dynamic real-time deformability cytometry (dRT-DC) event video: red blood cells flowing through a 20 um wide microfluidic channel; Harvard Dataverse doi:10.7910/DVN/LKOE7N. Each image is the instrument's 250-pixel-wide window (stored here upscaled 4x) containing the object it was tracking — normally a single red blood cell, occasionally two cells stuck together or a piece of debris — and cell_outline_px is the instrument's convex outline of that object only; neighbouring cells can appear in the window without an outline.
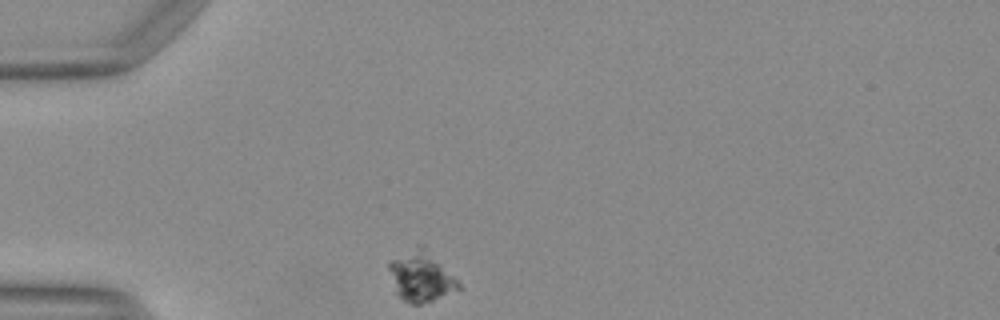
{"species": "Egyptian fruit bat (a non-hibernating species)", "species_latin": "Rousettus aegyptiacus", "temperature_condition": "warm", "stored_images_in_passage": 37, "camera_frame_rate_fps": 3000, "um_per_image_px": 0.085, "animal": {"sex": "female"}, "frame": {"image": 1, "passage_image": 1, "time_ms": 0.0, "image_size_px": [1000, 320], "cell_outline_px": [[464, 288], [432, 300], [420, 304], [412, 304], [404, 300], [396, 292], [388, 268], [388, 260], [416, 244], [424, 244]], "centroid_in_image_um": [35.77, 23.44], "position_along_channel_um": 49.2, "area_um2": 20.52}}
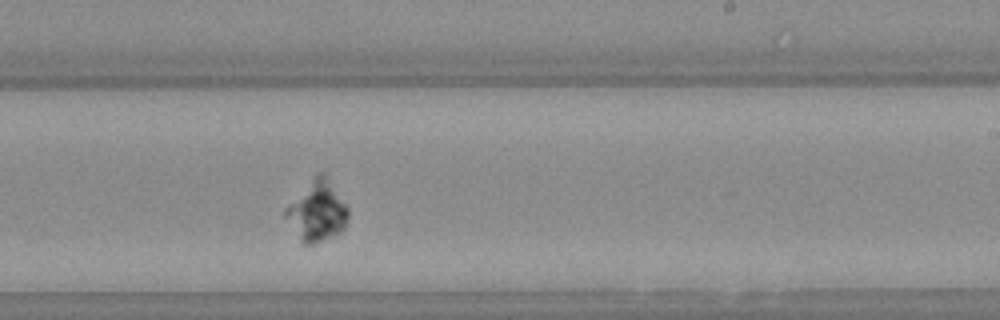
{"frame": {"image": 2, "passage_image": 19, "time_ms": 6.0, "image_size_px": [1000, 320], "cell_outline_px": [[348, 216], [344, 228], [336, 236], [316, 244], [304, 244], [300, 240], [284, 216], [284, 208], [320, 172], [324, 172], [348, 208]], "centroid_in_image_um": [26.95, 18.0], "position_along_channel_um": 262.0, "area_um2": 21.68}}
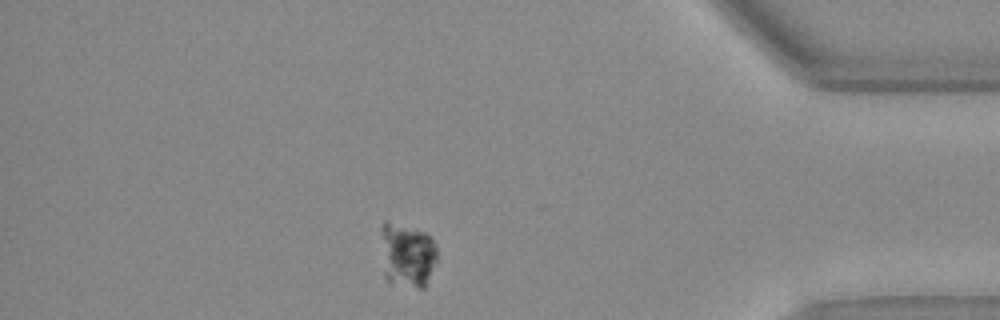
{"frame": {"image": 3, "passage_image": 32, "time_ms": 10.333, "image_size_px": [1000, 320], "cell_outline_px": [[436, 260], [424, 288], [420, 288], [388, 284], [384, 276], [380, 228], [384, 220], [388, 220], [424, 232], [432, 240], [436, 248]], "centroid_in_image_um": [34.55, 21.68], "position_along_channel_um": 400.6, "area_um2": 21.27}}